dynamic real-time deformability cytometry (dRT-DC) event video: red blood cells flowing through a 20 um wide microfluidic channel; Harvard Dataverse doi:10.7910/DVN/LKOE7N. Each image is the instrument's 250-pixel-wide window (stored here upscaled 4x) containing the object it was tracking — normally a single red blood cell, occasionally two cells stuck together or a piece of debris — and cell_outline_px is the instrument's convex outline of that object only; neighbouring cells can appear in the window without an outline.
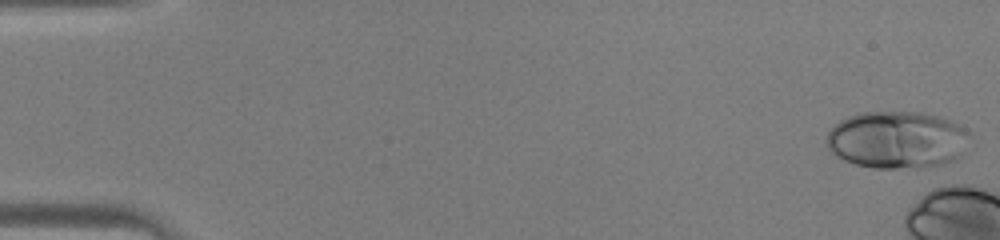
{"species": "human", "species_latin": "Homo sapiens", "temperature_condition": "warm", "stored_images_in_passage": 8, "camera_frame_rate_fps": 3000, "um_per_image_px": 0.085, "donor": {"sex": "male"}, "frame": {"image": 1, "passage_image": 1, "time_ms": 0.0, "image_size_px": [1000, 240], "cell_outline_px": [[972, 136], [960, 156], [944, 164], [924, 168], [872, 168], [856, 164], [844, 160], [828, 152], [824, 140], [828, 132], [840, 120], [848, 116], [860, 112], [920, 112], [940, 116], [952, 120], [968, 128]], "centroid_in_image_um": [76.27, 11.88], "position_along_channel_um": 8.7, "area_um2": 48.78}}